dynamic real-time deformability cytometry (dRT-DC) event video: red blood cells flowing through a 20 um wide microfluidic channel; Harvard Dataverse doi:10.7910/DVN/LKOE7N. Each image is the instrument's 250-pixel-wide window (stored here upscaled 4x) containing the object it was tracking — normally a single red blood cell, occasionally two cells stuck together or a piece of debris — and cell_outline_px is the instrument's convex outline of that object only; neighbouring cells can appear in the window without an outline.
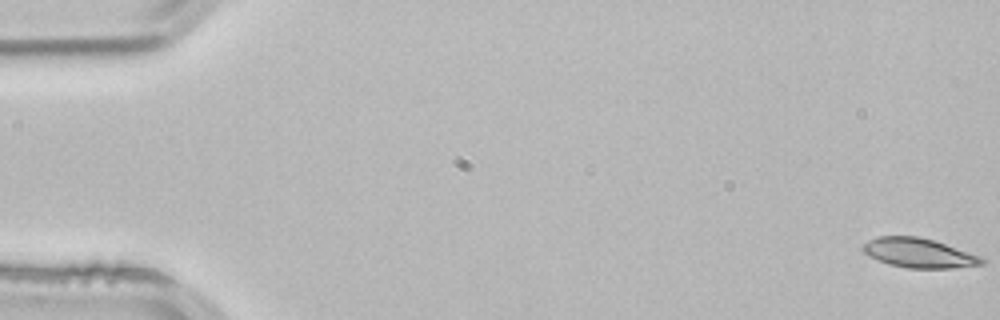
{"species": "common noctule bat (a hibernating species)", "species_latin": "Nyctalus noctula", "temperature_condition": "room temperature", "stored_images_in_passage": 4, "camera_frame_rate_fps": 3000, "um_per_image_px": 0.085, "animal": {"sex": "male", "body_mass_g": 21.5, "forearm_length_mm": 52.0}, "frame": {"image": 1, "passage_image": 1, "time_ms": 0.0, "image_size_px": [1000, 320], "cell_outline_px": [[984, 264], [948, 268], [908, 268], [888, 264], [868, 256], [860, 248], [868, 240], [876, 236], [916, 236], [936, 240], [980, 256], [984, 260]], "centroid_in_image_um": [78.06, 21.49], "position_along_channel_um": 6.9, "area_um2": 20.46}}
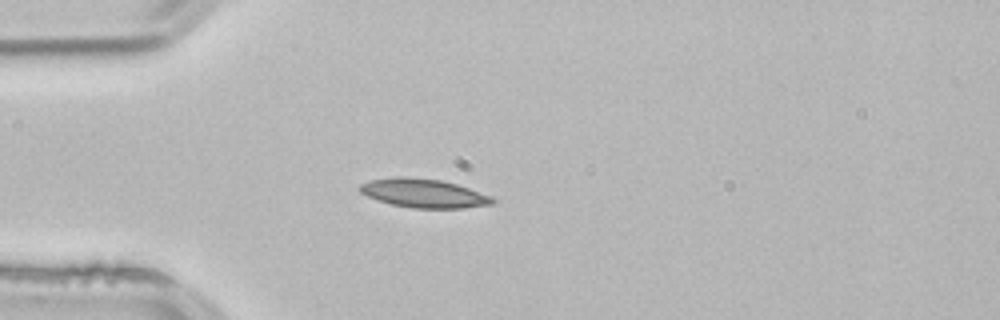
{"frame": {"image": 2, "passage_image": 4, "time_ms": 1.0, "image_size_px": [1000, 320], "cell_outline_px": [[496, 204], [464, 208], [412, 208], [392, 204], [376, 200], [360, 192], [356, 188], [360, 184], [368, 180], [392, 176], [404, 176], [440, 180], [456, 184], [492, 196], [496, 200]], "centroid_in_image_um": [35.99, 16.42], "position_along_channel_um": 49.0, "area_um2": 22.54}}